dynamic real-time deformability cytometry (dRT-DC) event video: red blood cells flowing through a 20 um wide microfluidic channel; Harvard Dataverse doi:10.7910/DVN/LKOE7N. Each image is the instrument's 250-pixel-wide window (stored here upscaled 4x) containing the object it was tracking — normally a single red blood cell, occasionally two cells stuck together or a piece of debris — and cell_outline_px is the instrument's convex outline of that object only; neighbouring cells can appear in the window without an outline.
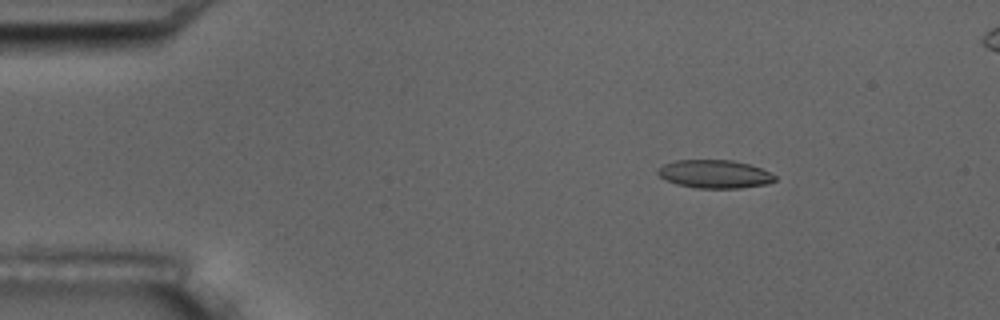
{"species": "common noctule bat (a hibernating species)", "species_latin": "Nyctalus noctula", "temperature_condition": "room temperature", "stored_images_in_passage": 6, "camera_frame_rate_fps": 3000, "um_per_image_px": 0.085, "animal": {"sex": "male", "body_mass_g": 17.5, "forearm_length_mm": 52.3}, "frame": {"image": 1, "passage_image": 3, "time_ms": 2.333, "image_size_px": [1000, 320], "cell_outline_px": [[776, 180], [768, 184], [740, 188], [696, 188], [676, 184], [664, 180], [656, 172], [664, 164], [676, 160], [732, 160], [748, 164], [760, 168], [776, 176]], "centroid_in_image_um": [60.73, 14.8], "position_along_channel_um": 24.3, "area_um2": 19.25}}